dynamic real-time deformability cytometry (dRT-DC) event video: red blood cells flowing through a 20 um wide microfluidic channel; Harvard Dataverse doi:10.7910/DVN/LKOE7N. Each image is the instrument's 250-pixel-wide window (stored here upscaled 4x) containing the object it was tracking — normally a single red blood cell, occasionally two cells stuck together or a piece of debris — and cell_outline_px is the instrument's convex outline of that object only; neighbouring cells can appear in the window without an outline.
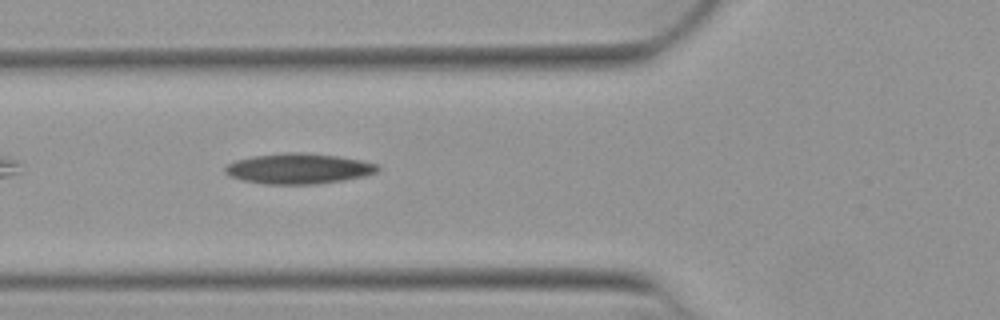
{"species": "Egyptian fruit bat (a non-hibernating species)", "species_latin": "Rousettus aegyptiacus", "temperature_condition": "warm", "stored_images_in_passage": 38, "camera_frame_rate_fps": 3000, "um_per_image_px": 0.085, "animal": {"sex": "female"}, "frame": {"image": 1, "passage_image": 6, "time_ms": 1.667, "image_size_px": [1000, 320], "cell_outline_px": [[380, 168], [376, 172], [364, 176], [344, 180], [316, 184], [264, 184], [244, 180], [228, 176], [224, 172], [224, 168], [228, 164], [236, 160], [252, 156], [284, 152], [300, 152], [336, 156], [360, 160], [376, 164]], "centroid_in_image_um": [25.34, 14.33], "position_along_channel_um": 100.5, "area_um2": 26.99}}
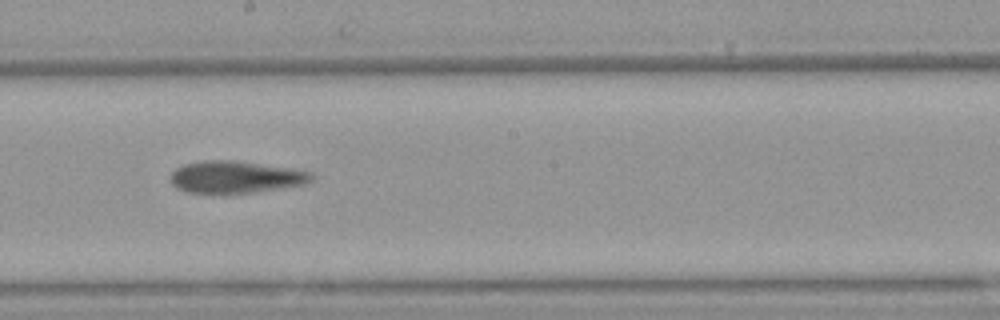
{"frame": {"image": 2, "passage_image": 16, "time_ms": 5.0, "image_size_px": [1000, 320], "cell_outline_px": [[312, 180], [308, 184], [256, 192], [228, 196], [212, 196], [184, 192], [176, 188], [172, 184], [168, 176], [176, 168], [184, 164], [204, 160], [232, 160], [288, 168], [312, 172]], "centroid_in_image_um": [19.94, 15.11], "position_along_channel_um": 228.3, "area_um2": 27.46}}
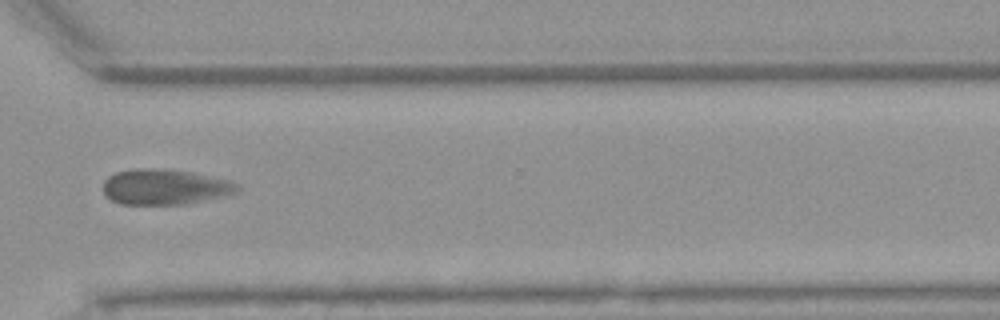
{"frame": {"image": 3, "passage_image": 26, "time_ms": 8.333, "image_size_px": [1000, 320], "cell_outline_px": [[240, 192], [224, 196], [184, 204], [120, 204], [104, 196], [104, 180], [108, 176], [116, 172], [136, 168], [160, 168], [192, 172], [232, 180], [240, 184]], "centroid_in_image_um": [14.05, 15.88], "position_along_channel_um": 356.5, "area_um2": 28.09}, "authors_computed_cell_mechanics": {"area_um2": 26.299, "velocity_mm_per_s": 3.849, "shape_relaxation_time_tau1_ms": null, "shape_relaxation_time_tau2_ms": 2.3672, "deformation_change_tau1": null, "deformation_change_tau2": 0.0845}}